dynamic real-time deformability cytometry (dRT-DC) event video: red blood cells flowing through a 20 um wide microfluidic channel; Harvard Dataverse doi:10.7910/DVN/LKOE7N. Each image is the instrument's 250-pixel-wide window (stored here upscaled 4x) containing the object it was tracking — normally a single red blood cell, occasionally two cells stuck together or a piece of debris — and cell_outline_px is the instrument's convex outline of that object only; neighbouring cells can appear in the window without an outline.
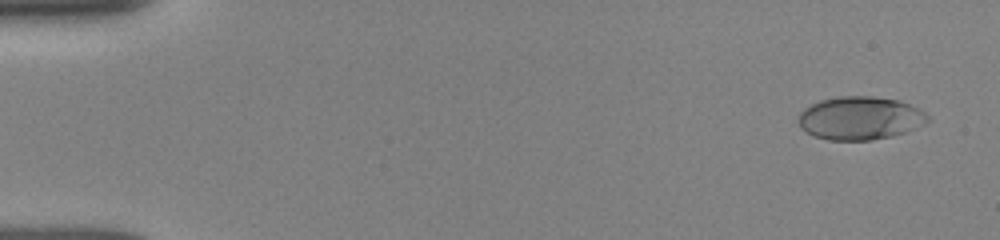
{"species": "human", "species_latin": "Homo sapiens", "temperature_condition": "room temperature", "stored_images_in_passage": 52, "camera_frame_rate_fps": 3000, "um_per_image_px": 0.085, "donor": {"sex": "female"}, "frame": {"image": 1, "passage_image": 3, "time_ms": 0.667, "image_size_px": [1000, 240], "cell_outline_px": [[928, 120], [924, 124], [916, 128], [892, 136], [872, 140], [828, 140], [816, 136], [800, 128], [796, 120], [800, 112], [804, 108], [820, 100], [840, 96], [872, 96], [900, 100], [924, 112], [928, 116]], "centroid_in_image_um": [73.07, 10.04], "position_along_channel_um": 11.9, "area_um2": 32.54}}
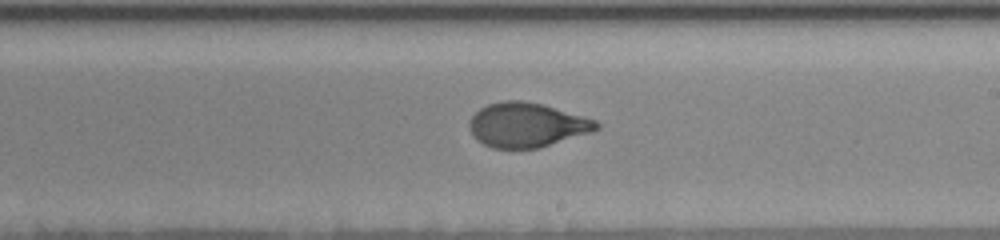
{"frame": {"image": 2, "passage_image": 31, "time_ms": 10.0, "image_size_px": [1000, 240], "cell_outline_px": [[600, 128], [592, 132], [540, 148], [492, 148], [476, 140], [472, 136], [468, 124], [472, 116], [480, 108], [488, 104], [504, 100], [524, 100], [544, 104], [584, 116], [596, 120], [600, 124]], "centroid_in_image_um": [44.79, 10.62], "position_along_channel_um": 244.2, "area_um2": 33.23}}
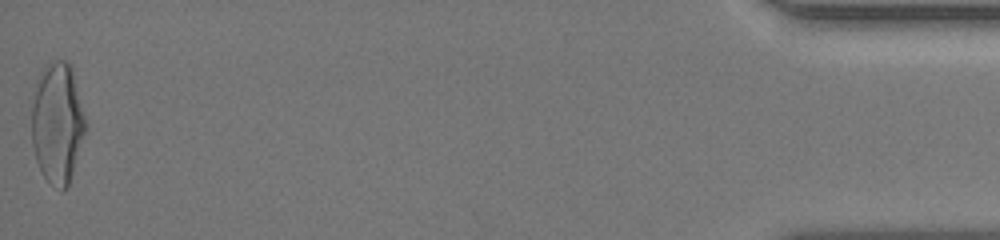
{"frame": {"image": 3, "passage_image": 52, "time_ms": 17.0, "image_size_px": [1000, 240], "cell_outline_px": [[84, 132], [72, 172], [68, 184], [60, 192], [44, 176], [36, 160], [32, 144], [32, 104], [36, 80], [44, 64], [56, 60], [68, 60], [72, 64], [84, 116]], "centroid_in_image_um": [4.84, 10.37], "position_along_channel_um": 430.4, "area_um2": 37.57}, "authors_computed_cell_mechanics": {"area_um2": 33.235, "velocity_mm_per_s": 3.9146, "shape_relaxation_time_tau1_ms": 4.3307, "shape_relaxation_time_tau2_ms": 0.6754, "deformation_change_tau1": 0.1905, "deformation_change_tau2": 0.0472}}